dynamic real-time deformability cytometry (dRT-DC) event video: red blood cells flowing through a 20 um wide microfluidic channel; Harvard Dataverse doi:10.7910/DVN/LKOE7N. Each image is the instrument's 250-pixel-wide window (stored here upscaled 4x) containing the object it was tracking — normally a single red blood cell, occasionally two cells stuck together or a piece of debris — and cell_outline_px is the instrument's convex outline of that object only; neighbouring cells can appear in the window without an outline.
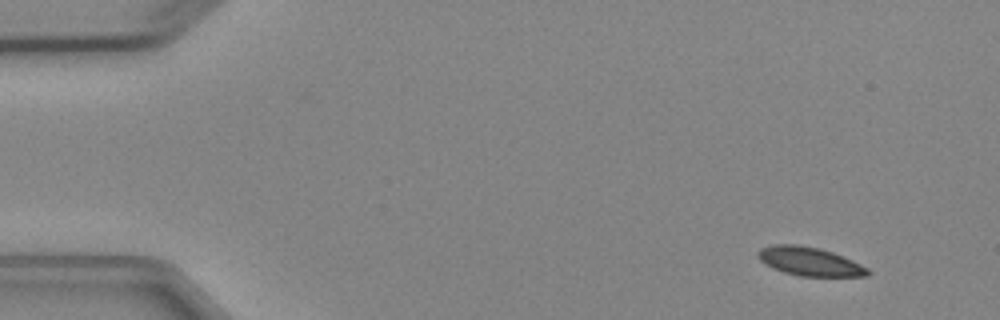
{"species": "Egyptian fruit bat (a non-hibernating species)", "species_latin": "Rousettus aegyptiacus", "temperature_condition": "cold", "stored_images_in_passage": 4, "camera_frame_rate_fps": 3000, "um_per_image_px": 0.085, "animal": {"sex": "female"}, "frame": {"image": 1, "passage_image": 1, "time_ms": 0.0, "image_size_px": [1000, 320], "cell_outline_px": [[872, 272], [868, 276], [800, 276], [784, 272], [772, 268], [760, 260], [756, 256], [756, 252], [760, 248], [772, 244], [796, 244], [820, 248], [832, 252], [852, 260], [868, 268]], "centroid_in_image_um": [68.79, 22.21], "position_along_channel_um": 16.2, "area_um2": 18.44}}
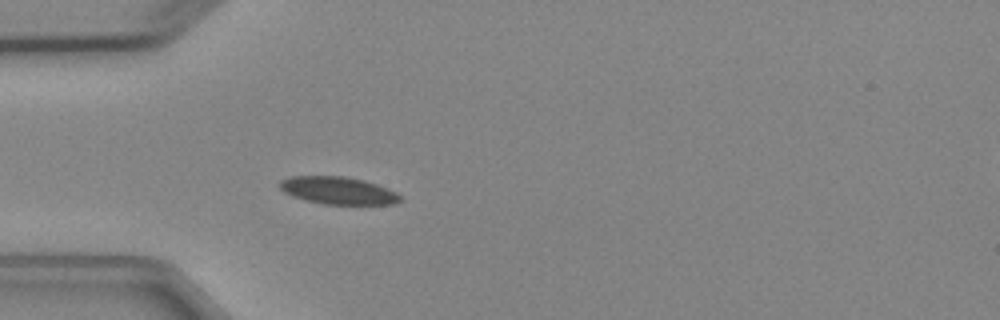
{"frame": {"image": 2, "passage_image": 4, "time_ms": 3.667, "image_size_px": [1000, 320], "cell_outline_px": [[400, 200], [396, 204], [324, 204], [304, 200], [292, 196], [284, 192], [280, 188], [280, 180], [292, 176], [344, 176], [364, 180], [376, 184], [396, 192], [400, 196]], "centroid_in_image_um": [28.71, 16.19], "position_along_channel_um": 56.3, "area_um2": 19.19}}